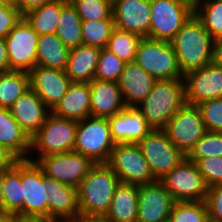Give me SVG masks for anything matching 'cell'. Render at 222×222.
Segmentation results:
<instances>
[{
	"label": "cell",
	"mask_w": 222,
	"mask_h": 222,
	"mask_svg": "<svg viewBox=\"0 0 222 222\" xmlns=\"http://www.w3.org/2000/svg\"><path fill=\"white\" fill-rule=\"evenodd\" d=\"M214 39L193 15L170 41L183 75L212 62Z\"/></svg>",
	"instance_id": "cell-1"
},
{
	"label": "cell",
	"mask_w": 222,
	"mask_h": 222,
	"mask_svg": "<svg viewBox=\"0 0 222 222\" xmlns=\"http://www.w3.org/2000/svg\"><path fill=\"white\" fill-rule=\"evenodd\" d=\"M185 103L184 79L157 80L136 107L152 129L162 130Z\"/></svg>",
	"instance_id": "cell-2"
},
{
	"label": "cell",
	"mask_w": 222,
	"mask_h": 222,
	"mask_svg": "<svg viewBox=\"0 0 222 222\" xmlns=\"http://www.w3.org/2000/svg\"><path fill=\"white\" fill-rule=\"evenodd\" d=\"M119 178L106 163H97L78 186L79 212L105 216Z\"/></svg>",
	"instance_id": "cell-3"
},
{
	"label": "cell",
	"mask_w": 222,
	"mask_h": 222,
	"mask_svg": "<svg viewBox=\"0 0 222 222\" xmlns=\"http://www.w3.org/2000/svg\"><path fill=\"white\" fill-rule=\"evenodd\" d=\"M76 130L77 120L60 118L51 113L30 138L28 160L36 162L42 156L73 151Z\"/></svg>",
	"instance_id": "cell-4"
},
{
	"label": "cell",
	"mask_w": 222,
	"mask_h": 222,
	"mask_svg": "<svg viewBox=\"0 0 222 222\" xmlns=\"http://www.w3.org/2000/svg\"><path fill=\"white\" fill-rule=\"evenodd\" d=\"M134 62L156 80L184 79L173 46L168 41L142 38Z\"/></svg>",
	"instance_id": "cell-5"
},
{
	"label": "cell",
	"mask_w": 222,
	"mask_h": 222,
	"mask_svg": "<svg viewBox=\"0 0 222 222\" xmlns=\"http://www.w3.org/2000/svg\"><path fill=\"white\" fill-rule=\"evenodd\" d=\"M107 118L87 117L77 121L73 151L97 163H107L115 146Z\"/></svg>",
	"instance_id": "cell-6"
},
{
	"label": "cell",
	"mask_w": 222,
	"mask_h": 222,
	"mask_svg": "<svg viewBox=\"0 0 222 222\" xmlns=\"http://www.w3.org/2000/svg\"><path fill=\"white\" fill-rule=\"evenodd\" d=\"M23 220L48 221V188L44 172L37 162L21 159Z\"/></svg>",
	"instance_id": "cell-7"
},
{
	"label": "cell",
	"mask_w": 222,
	"mask_h": 222,
	"mask_svg": "<svg viewBox=\"0 0 222 222\" xmlns=\"http://www.w3.org/2000/svg\"><path fill=\"white\" fill-rule=\"evenodd\" d=\"M106 164L122 183L145 185L157 181L137 143L116 144Z\"/></svg>",
	"instance_id": "cell-8"
},
{
	"label": "cell",
	"mask_w": 222,
	"mask_h": 222,
	"mask_svg": "<svg viewBox=\"0 0 222 222\" xmlns=\"http://www.w3.org/2000/svg\"><path fill=\"white\" fill-rule=\"evenodd\" d=\"M137 145L157 181H160L186 157L168 139L163 130L152 129Z\"/></svg>",
	"instance_id": "cell-9"
},
{
	"label": "cell",
	"mask_w": 222,
	"mask_h": 222,
	"mask_svg": "<svg viewBox=\"0 0 222 222\" xmlns=\"http://www.w3.org/2000/svg\"><path fill=\"white\" fill-rule=\"evenodd\" d=\"M151 24L149 38L170 42L194 11L184 0H150Z\"/></svg>",
	"instance_id": "cell-10"
},
{
	"label": "cell",
	"mask_w": 222,
	"mask_h": 222,
	"mask_svg": "<svg viewBox=\"0 0 222 222\" xmlns=\"http://www.w3.org/2000/svg\"><path fill=\"white\" fill-rule=\"evenodd\" d=\"M160 182L171 193L176 202L205 201L208 192L201 173L194 161L187 157Z\"/></svg>",
	"instance_id": "cell-11"
},
{
	"label": "cell",
	"mask_w": 222,
	"mask_h": 222,
	"mask_svg": "<svg viewBox=\"0 0 222 222\" xmlns=\"http://www.w3.org/2000/svg\"><path fill=\"white\" fill-rule=\"evenodd\" d=\"M36 162L48 178L76 188L96 164L75 151L42 156Z\"/></svg>",
	"instance_id": "cell-12"
},
{
	"label": "cell",
	"mask_w": 222,
	"mask_h": 222,
	"mask_svg": "<svg viewBox=\"0 0 222 222\" xmlns=\"http://www.w3.org/2000/svg\"><path fill=\"white\" fill-rule=\"evenodd\" d=\"M39 35L24 17L5 38L9 71L29 72L37 65Z\"/></svg>",
	"instance_id": "cell-13"
},
{
	"label": "cell",
	"mask_w": 222,
	"mask_h": 222,
	"mask_svg": "<svg viewBox=\"0 0 222 222\" xmlns=\"http://www.w3.org/2000/svg\"><path fill=\"white\" fill-rule=\"evenodd\" d=\"M185 155L207 132L197 105L185 103L162 129Z\"/></svg>",
	"instance_id": "cell-14"
},
{
	"label": "cell",
	"mask_w": 222,
	"mask_h": 222,
	"mask_svg": "<svg viewBox=\"0 0 222 222\" xmlns=\"http://www.w3.org/2000/svg\"><path fill=\"white\" fill-rule=\"evenodd\" d=\"M186 103L197 105L222 98V67L215 62L184 75Z\"/></svg>",
	"instance_id": "cell-15"
},
{
	"label": "cell",
	"mask_w": 222,
	"mask_h": 222,
	"mask_svg": "<svg viewBox=\"0 0 222 222\" xmlns=\"http://www.w3.org/2000/svg\"><path fill=\"white\" fill-rule=\"evenodd\" d=\"M176 201L160 182L138 185V213L136 222H168Z\"/></svg>",
	"instance_id": "cell-16"
},
{
	"label": "cell",
	"mask_w": 222,
	"mask_h": 222,
	"mask_svg": "<svg viewBox=\"0 0 222 222\" xmlns=\"http://www.w3.org/2000/svg\"><path fill=\"white\" fill-rule=\"evenodd\" d=\"M30 88L52 110L72 83L65 70L36 65L28 72Z\"/></svg>",
	"instance_id": "cell-17"
},
{
	"label": "cell",
	"mask_w": 222,
	"mask_h": 222,
	"mask_svg": "<svg viewBox=\"0 0 222 222\" xmlns=\"http://www.w3.org/2000/svg\"><path fill=\"white\" fill-rule=\"evenodd\" d=\"M112 9L116 28L149 38L150 0H115Z\"/></svg>",
	"instance_id": "cell-18"
},
{
	"label": "cell",
	"mask_w": 222,
	"mask_h": 222,
	"mask_svg": "<svg viewBox=\"0 0 222 222\" xmlns=\"http://www.w3.org/2000/svg\"><path fill=\"white\" fill-rule=\"evenodd\" d=\"M44 186L48 188L49 222H66L79 213L78 188L48 178L45 174Z\"/></svg>",
	"instance_id": "cell-19"
},
{
	"label": "cell",
	"mask_w": 222,
	"mask_h": 222,
	"mask_svg": "<svg viewBox=\"0 0 222 222\" xmlns=\"http://www.w3.org/2000/svg\"><path fill=\"white\" fill-rule=\"evenodd\" d=\"M9 110L30 138L51 114V110L31 88L20 95Z\"/></svg>",
	"instance_id": "cell-20"
},
{
	"label": "cell",
	"mask_w": 222,
	"mask_h": 222,
	"mask_svg": "<svg viewBox=\"0 0 222 222\" xmlns=\"http://www.w3.org/2000/svg\"><path fill=\"white\" fill-rule=\"evenodd\" d=\"M107 119L115 144L138 143L152 130L137 107H126Z\"/></svg>",
	"instance_id": "cell-21"
},
{
	"label": "cell",
	"mask_w": 222,
	"mask_h": 222,
	"mask_svg": "<svg viewBox=\"0 0 222 222\" xmlns=\"http://www.w3.org/2000/svg\"><path fill=\"white\" fill-rule=\"evenodd\" d=\"M156 81L136 62L126 63L117 81L126 107H136L140 104L151 92Z\"/></svg>",
	"instance_id": "cell-22"
},
{
	"label": "cell",
	"mask_w": 222,
	"mask_h": 222,
	"mask_svg": "<svg viewBox=\"0 0 222 222\" xmlns=\"http://www.w3.org/2000/svg\"><path fill=\"white\" fill-rule=\"evenodd\" d=\"M89 84L92 117L109 118L126 108L117 82L94 79Z\"/></svg>",
	"instance_id": "cell-23"
},
{
	"label": "cell",
	"mask_w": 222,
	"mask_h": 222,
	"mask_svg": "<svg viewBox=\"0 0 222 222\" xmlns=\"http://www.w3.org/2000/svg\"><path fill=\"white\" fill-rule=\"evenodd\" d=\"M60 118L83 120L91 116L90 84L72 82L65 95L51 110Z\"/></svg>",
	"instance_id": "cell-24"
},
{
	"label": "cell",
	"mask_w": 222,
	"mask_h": 222,
	"mask_svg": "<svg viewBox=\"0 0 222 222\" xmlns=\"http://www.w3.org/2000/svg\"><path fill=\"white\" fill-rule=\"evenodd\" d=\"M101 48L79 45L69 51L65 73L72 82L90 83L94 80Z\"/></svg>",
	"instance_id": "cell-25"
},
{
	"label": "cell",
	"mask_w": 222,
	"mask_h": 222,
	"mask_svg": "<svg viewBox=\"0 0 222 222\" xmlns=\"http://www.w3.org/2000/svg\"><path fill=\"white\" fill-rule=\"evenodd\" d=\"M138 213V185L120 182L106 218L110 222H136Z\"/></svg>",
	"instance_id": "cell-26"
},
{
	"label": "cell",
	"mask_w": 222,
	"mask_h": 222,
	"mask_svg": "<svg viewBox=\"0 0 222 222\" xmlns=\"http://www.w3.org/2000/svg\"><path fill=\"white\" fill-rule=\"evenodd\" d=\"M0 145L8 148L19 159H28L30 137L13 118L7 108L0 107Z\"/></svg>",
	"instance_id": "cell-27"
},
{
	"label": "cell",
	"mask_w": 222,
	"mask_h": 222,
	"mask_svg": "<svg viewBox=\"0 0 222 222\" xmlns=\"http://www.w3.org/2000/svg\"><path fill=\"white\" fill-rule=\"evenodd\" d=\"M2 213H15L23 220L21 159L13 168L3 170Z\"/></svg>",
	"instance_id": "cell-28"
},
{
	"label": "cell",
	"mask_w": 222,
	"mask_h": 222,
	"mask_svg": "<svg viewBox=\"0 0 222 222\" xmlns=\"http://www.w3.org/2000/svg\"><path fill=\"white\" fill-rule=\"evenodd\" d=\"M68 49L56 34L40 35L37 48V65L65 70L68 55Z\"/></svg>",
	"instance_id": "cell-29"
},
{
	"label": "cell",
	"mask_w": 222,
	"mask_h": 222,
	"mask_svg": "<svg viewBox=\"0 0 222 222\" xmlns=\"http://www.w3.org/2000/svg\"><path fill=\"white\" fill-rule=\"evenodd\" d=\"M69 0H51L36 8L23 17L40 36L44 34H56L62 7Z\"/></svg>",
	"instance_id": "cell-30"
},
{
	"label": "cell",
	"mask_w": 222,
	"mask_h": 222,
	"mask_svg": "<svg viewBox=\"0 0 222 222\" xmlns=\"http://www.w3.org/2000/svg\"><path fill=\"white\" fill-rule=\"evenodd\" d=\"M82 20L75 7L68 1L61 10L60 19L56 29V35L68 48H76L82 45L81 37Z\"/></svg>",
	"instance_id": "cell-31"
},
{
	"label": "cell",
	"mask_w": 222,
	"mask_h": 222,
	"mask_svg": "<svg viewBox=\"0 0 222 222\" xmlns=\"http://www.w3.org/2000/svg\"><path fill=\"white\" fill-rule=\"evenodd\" d=\"M29 88L27 72H0V107L9 109L15 100Z\"/></svg>",
	"instance_id": "cell-32"
},
{
	"label": "cell",
	"mask_w": 222,
	"mask_h": 222,
	"mask_svg": "<svg viewBox=\"0 0 222 222\" xmlns=\"http://www.w3.org/2000/svg\"><path fill=\"white\" fill-rule=\"evenodd\" d=\"M142 39L136 33L114 28L108 40L106 49L114 53L125 63L133 62L136 58L137 47Z\"/></svg>",
	"instance_id": "cell-33"
},
{
	"label": "cell",
	"mask_w": 222,
	"mask_h": 222,
	"mask_svg": "<svg viewBox=\"0 0 222 222\" xmlns=\"http://www.w3.org/2000/svg\"><path fill=\"white\" fill-rule=\"evenodd\" d=\"M114 28L115 23L113 18L96 21H82V44L106 48Z\"/></svg>",
	"instance_id": "cell-34"
},
{
	"label": "cell",
	"mask_w": 222,
	"mask_h": 222,
	"mask_svg": "<svg viewBox=\"0 0 222 222\" xmlns=\"http://www.w3.org/2000/svg\"><path fill=\"white\" fill-rule=\"evenodd\" d=\"M194 16L215 40L222 37V0H210L194 11Z\"/></svg>",
	"instance_id": "cell-35"
},
{
	"label": "cell",
	"mask_w": 222,
	"mask_h": 222,
	"mask_svg": "<svg viewBox=\"0 0 222 222\" xmlns=\"http://www.w3.org/2000/svg\"><path fill=\"white\" fill-rule=\"evenodd\" d=\"M168 222H209L206 202H175Z\"/></svg>",
	"instance_id": "cell-36"
},
{
	"label": "cell",
	"mask_w": 222,
	"mask_h": 222,
	"mask_svg": "<svg viewBox=\"0 0 222 222\" xmlns=\"http://www.w3.org/2000/svg\"><path fill=\"white\" fill-rule=\"evenodd\" d=\"M82 21L113 18L112 3L108 0H69Z\"/></svg>",
	"instance_id": "cell-37"
},
{
	"label": "cell",
	"mask_w": 222,
	"mask_h": 222,
	"mask_svg": "<svg viewBox=\"0 0 222 222\" xmlns=\"http://www.w3.org/2000/svg\"><path fill=\"white\" fill-rule=\"evenodd\" d=\"M186 157L196 162L198 159L222 157V132H206Z\"/></svg>",
	"instance_id": "cell-38"
},
{
	"label": "cell",
	"mask_w": 222,
	"mask_h": 222,
	"mask_svg": "<svg viewBox=\"0 0 222 222\" xmlns=\"http://www.w3.org/2000/svg\"><path fill=\"white\" fill-rule=\"evenodd\" d=\"M125 62L106 48H101L94 79L117 82L122 74Z\"/></svg>",
	"instance_id": "cell-39"
},
{
	"label": "cell",
	"mask_w": 222,
	"mask_h": 222,
	"mask_svg": "<svg viewBox=\"0 0 222 222\" xmlns=\"http://www.w3.org/2000/svg\"><path fill=\"white\" fill-rule=\"evenodd\" d=\"M206 131L222 132V98L206 100L197 104Z\"/></svg>",
	"instance_id": "cell-40"
},
{
	"label": "cell",
	"mask_w": 222,
	"mask_h": 222,
	"mask_svg": "<svg viewBox=\"0 0 222 222\" xmlns=\"http://www.w3.org/2000/svg\"><path fill=\"white\" fill-rule=\"evenodd\" d=\"M195 163L208 188L222 183V157L198 159Z\"/></svg>",
	"instance_id": "cell-41"
},
{
	"label": "cell",
	"mask_w": 222,
	"mask_h": 222,
	"mask_svg": "<svg viewBox=\"0 0 222 222\" xmlns=\"http://www.w3.org/2000/svg\"><path fill=\"white\" fill-rule=\"evenodd\" d=\"M205 202L209 222H222V183L208 188Z\"/></svg>",
	"instance_id": "cell-42"
},
{
	"label": "cell",
	"mask_w": 222,
	"mask_h": 222,
	"mask_svg": "<svg viewBox=\"0 0 222 222\" xmlns=\"http://www.w3.org/2000/svg\"><path fill=\"white\" fill-rule=\"evenodd\" d=\"M22 17L18 8L0 4V38L5 39Z\"/></svg>",
	"instance_id": "cell-43"
},
{
	"label": "cell",
	"mask_w": 222,
	"mask_h": 222,
	"mask_svg": "<svg viewBox=\"0 0 222 222\" xmlns=\"http://www.w3.org/2000/svg\"><path fill=\"white\" fill-rule=\"evenodd\" d=\"M19 160L8 148L0 145V171L13 168Z\"/></svg>",
	"instance_id": "cell-44"
},
{
	"label": "cell",
	"mask_w": 222,
	"mask_h": 222,
	"mask_svg": "<svg viewBox=\"0 0 222 222\" xmlns=\"http://www.w3.org/2000/svg\"><path fill=\"white\" fill-rule=\"evenodd\" d=\"M50 1L51 0H18V9L22 16H24L28 12L39 8Z\"/></svg>",
	"instance_id": "cell-45"
},
{
	"label": "cell",
	"mask_w": 222,
	"mask_h": 222,
	"mask_svg": "<svg viewBox=\"0 0 222 222\" xmlns=\"http://www.w3.org/2000/svg\"><path fill=\"white\" fill-rule=\"evenodd\" d=\"M66 222H110L106 216L102 215H88L78 213L73 218L68 219Z\"/></svg>",
	"instance_id": "cell-46"
},
{
	"label": "cell",
	"mask_w": 222,
	"mask_h": 222,
	"mask_svg": "<svg viewBox=\"0 0 222 222\" xmlns=\"http://www.w3.org/2000/svg\"><path fill=\"white\" fill-rule=\"evenodd\" d=\"M8 71H9V64H8L6 42L4 38H0V72H8Z\"/></svg>",
	"instance_id": "cell-47"
},
{
	"label": "cell",
	"mask_w": 222,
	"mask_h": 222,
	"mask_svg": "<svg viewBox=\"0 0 222 222\" xmlns=\"http://www.w3.org/2000/svg\"><path fill=\"white\" fill-rule=\"evenodd\" d=\"M212 62L222 67V37L215 39L213 43Z\"/></svg>",
	"instance_id": "cell-48"
},
{
	"label": "cell",
	"mask_w": 222,
	"mask_h": 222,
	"mask_svg": "<svg viewBox=\"0 0 222 222\" xmlns=\"http://www.w3.org/2000/svg\"><path fill=\"white\" fill-rule=\"evenodd\" d=\"M23 220L15 213L0 212V222H22Z\"/></svg>",
	"instance_id": "cell-49"
},
{
	"label": "cell",
	"mask_w": 222,
	"mask_h": 222,
	"mask_svg": "<svg viewBox=\"0 0 222 222\" xmlns=\"http://www.w3.org/2000/svg\"><path fill=\"white\" fill-rule=\"evenodd\" d=\"M186 4L195 11L202 4L209 2L210 0H184Z\"/></svg>",
	"instance_id": "cell-50"
},
{
	"label": "cell",
	"mask_w": 222,
	"mask_h": 222,
	"mask_svg": "<svg viewBox=\"0 0 222 222\" xmlns=\"http://www.w3.org/2000/svg\"><path fill=\"white\" fill-rule=\"evenodd\" d=\"M0 4L18 8V0H0Z\"/></svg>",
	"instance_id": "cell-51"
},
{
	"label": "cell",
	"mask_w": 222,
	"mask_h": 222,
	"mask_svg": "<svg viewBox=\"0 0 222 222\" xmlns=\"http://www.w3.org/2000/svg\"><path fill=\"white\" fill-rule=\"evenodd\" d=\"M2 184H3V170L0 171V212H2Z\"/></svg>",
	"instance_id": "cell-52"
},
{
	"label": "cell",
	"mask_w": 222,
	"mask_h": 222,
	"mask_svg": "<svg viewBox=\"0 0 222 222\" xmlns=\"http://www.w3.org/2000/svg\"><path fill=\"white\" fill-rule=\"evenodd\" d=\"M22 222H49V221H32V220H23Z\"/></svg>",
	"instance_id": "cell-53"
}]
</instances>
